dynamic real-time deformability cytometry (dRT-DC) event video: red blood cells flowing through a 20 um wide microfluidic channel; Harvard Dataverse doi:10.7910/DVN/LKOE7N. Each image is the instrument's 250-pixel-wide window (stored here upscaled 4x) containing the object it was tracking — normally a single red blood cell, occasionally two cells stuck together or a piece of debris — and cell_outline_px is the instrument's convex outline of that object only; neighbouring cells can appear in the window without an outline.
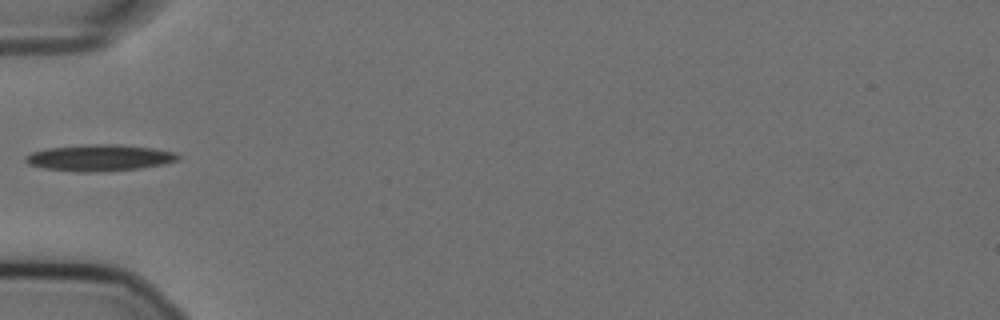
{"species": "Egyptian fruit bat (a non-hibernating species)", "species_latin": "Rousettus aegyptiacus", "temperature_condition": "cold", "stored_images_in_passage": 15, "camera_frame_rate_fps": 3000, "um_per_image_px": 0.085, "animal": {"sex": "female"}, "frame": {"image": 1, "passage_image": 1, "time_ms": 0.0, "image_size_px": [1000, 320], "cell_outline_px": [[180, 160], [140, 168], [96, 172], [76, 172], [44, 168], [28, 164], [24, 160], [24, 156], [32, 152], [48, 148], [84, 144], [120, 144], [152, 148], [176, 152], [180, 156]], "centroid_in_image_um": [8.44, 13.4], "position_along_channel_um": 76.6, "area_um2": 23.58}}
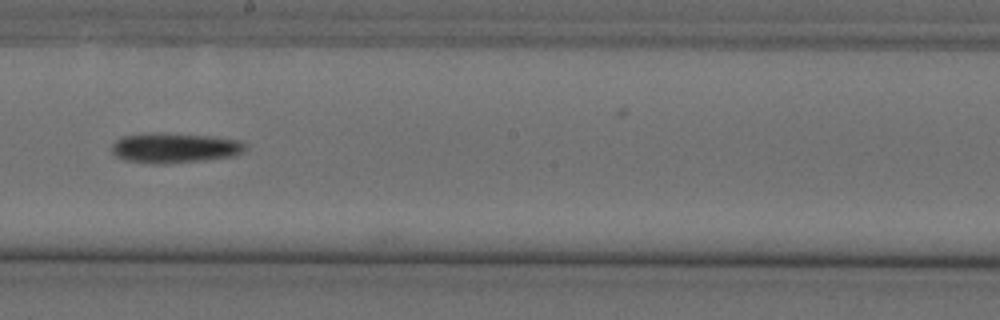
{"frame": {"image": 2, "passage_image": 14, "time_ms": 4.333, "image_size_px": [1000, 320], "cell_outline_px": [[248, 148], [244, 152], [236, 156], [164, 164], [156, 164], [124, 160], [116, 156], [112, 152], [112, 144], [116, 140], [124, 136], [156, 132], [160, 132], [216, 136], [240, 140]], "centroid_in_image_um": [14.88, 12.56], "position_along_channel_um": 233.3, "area_um2": 23.64}}